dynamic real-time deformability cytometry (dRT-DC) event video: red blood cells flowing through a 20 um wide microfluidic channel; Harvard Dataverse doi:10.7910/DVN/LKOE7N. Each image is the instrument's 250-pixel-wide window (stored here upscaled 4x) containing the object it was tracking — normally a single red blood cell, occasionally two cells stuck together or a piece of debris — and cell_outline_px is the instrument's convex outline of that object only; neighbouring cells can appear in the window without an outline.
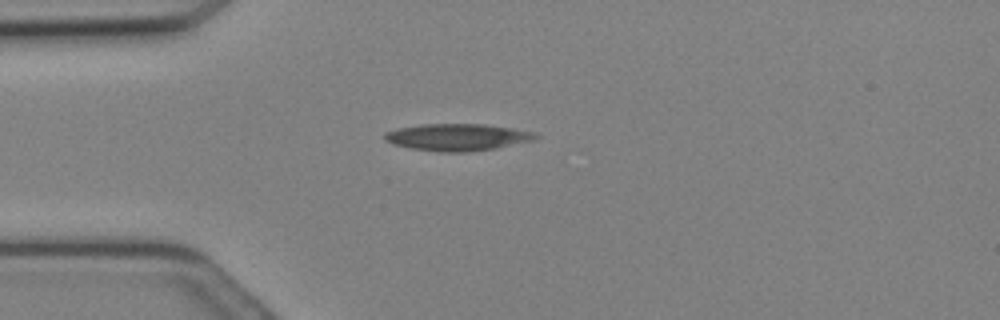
{"species": "Egyptian fruit bat (a non-hibernating species)", "species_latin": "Rousettus aegyptiacus", "temperature_condition": "cold", "stored_images_in_passage": 6, "camera_frame_rate_fps": 3000, "um_per_image_px": 0.085, "animal": {"sex": "female"}, "frame": {"image": 1, "passage_image": 1, "time_ms": 0.0, "image_size_px": [1000, 320], "cell_outline_px": [[540, 136], [532, 140], [496, 148], [468, 152], [440, 152], [412, 148], [392, 144], [384, 140], [384, 132], [396, 128], [420, 124], [484, 124], [532, 132]], "centroid_in_image_um": [38.79, 11.66], "position_along_channel_um": 46.2, "area_um2": 23.58}}
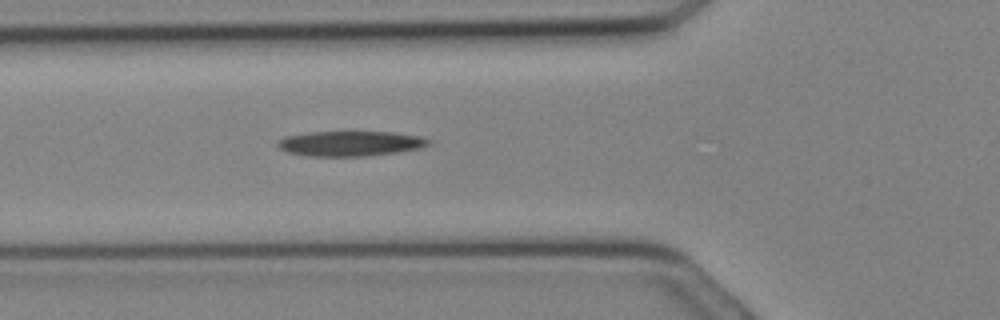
{"frame": {"image": 2, "passage_image": 4, "time_ms": 1.0, "image_size_px": [1000, 320], "cell_outline_px": [[432, 144], [420, 148], [396, 152], [368, 156], [308, 156], [288, 152], [280, 148], [276, 144], [276, 140], [284, 136], [308, 132], [392, 132], [420, 136], [432, 140]], "centroid_in_image_um": [29.77, 12.19], "position_along_channel_um": 96.0, "area_um2": 22.2}}
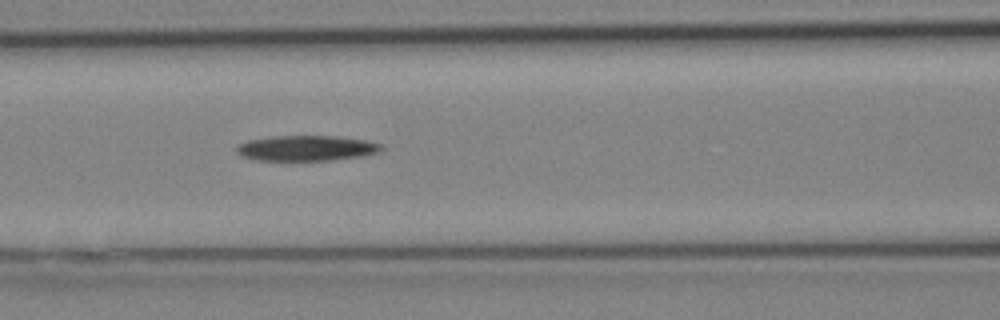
{"frame": {"image": 3, "passage_image": 6, "time_ms": 1.667, "image_size_px": [1000, 320], "cell_outline_px": [[384, 148], [380, 152], [360, 156], [328, 160], [260, 160], [244, 156], [236, 152], [236, 148], [240, 144], [248, 140], [272, 136], [336, 136], [364, 140], [384, 144]], "centroid_in_image_um": [26.09, 12.58], "position_along_channel_um": 140.5, "area_um2": 21.21}}